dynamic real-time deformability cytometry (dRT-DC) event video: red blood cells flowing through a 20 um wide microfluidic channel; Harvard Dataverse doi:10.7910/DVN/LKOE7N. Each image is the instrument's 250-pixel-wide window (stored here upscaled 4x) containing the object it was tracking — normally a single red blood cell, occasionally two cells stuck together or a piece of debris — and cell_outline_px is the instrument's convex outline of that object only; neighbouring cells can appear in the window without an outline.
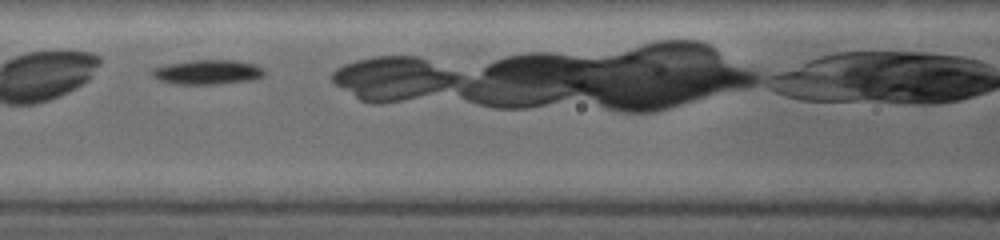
{"species": "common noctule bat (a hibernating species)", "species_latin": "Nyctalus noctula", "temperature_condition": "warm", "stored_images_in_passage": 27, "camera_frame_rate_fps": 5000, "um_per_image_px": 0.085, "animal": {"sex": "female", "body_mass_g": 19.0, "forearm_length_mm": 53.3}, "frame": {"image": 1, "passage_image": 5, "time_ms": 1.8, "image_size_px": [1000, 240], "cell_outline_px": [[264, 72], [260, 76], [244, 80], [208, 84], [176, 84], [160, 80], [152, 76], [152, 68], [168, 64], [192, 60], [240, 60], [256, 64]], "centroid_in_image_um": [17.57, 6.1], "position_along_channel_um": 149.0, "area_um2": 15.61}}